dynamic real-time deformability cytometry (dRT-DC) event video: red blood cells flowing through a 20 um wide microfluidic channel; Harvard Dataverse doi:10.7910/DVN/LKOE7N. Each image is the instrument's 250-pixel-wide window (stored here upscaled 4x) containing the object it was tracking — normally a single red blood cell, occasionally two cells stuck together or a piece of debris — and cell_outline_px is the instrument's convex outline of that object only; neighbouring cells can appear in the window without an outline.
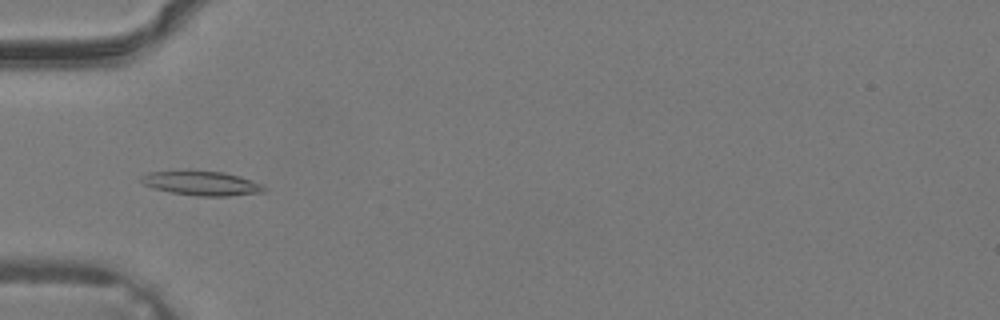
{"species": "common noctule bat (a hibernating species)", "species_latin": "Nyctalus noctula", "temperature_condition": "warm", "stored_images_in_passage": 39, "camera_frame_rate_fps": 3000, "um_per_image_px": 0.085, "animal": {"sex": "male", "body_mass_g": 19.2, "forearm_length_mm": 51.8}, "frame": {"image": 1, "passage_image": 14, "time_ms": 4.333, "image_size_px": [1000, 320], "cell_outline_px": [[268, 188], [264, 192], [228, 196], [196, 196], [172, 192], [152, 188], [144, 184], [140, 180], [140, 176], [148, 172], [224, 172], [240, 176], [264, 184]], "centroid_in_image_um": [17.21, 15.6], "position_along_channel_um": 67.8, "area_um2": 17.17}}
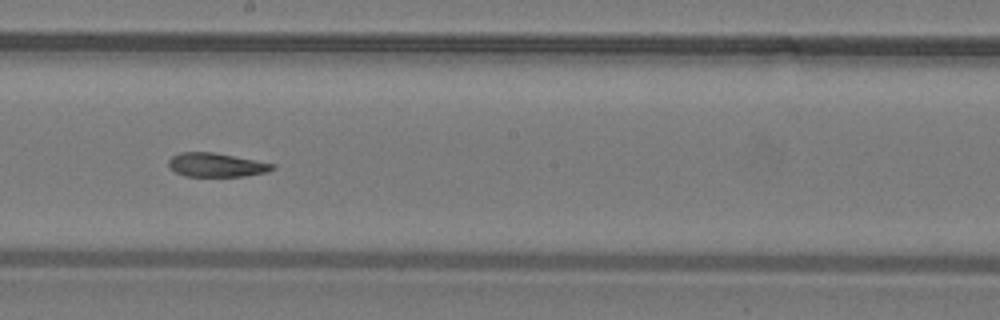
{"frame": {"image": 2, "passage_image": 23, "time_ms": 7.333, "image_size_px": [1000, 320], "cell_outline_px": [[276, 168], [264, 172], [244, 176], [184, 176], [176, 172], [168, 164], [168, 160], [172, 156], [180, 152], [216, 152], [276, 164]], "centroid_in_image_um": [18.39, 14.01], "position_along_channel_um": 229.8, "area_um2": 14.45}}
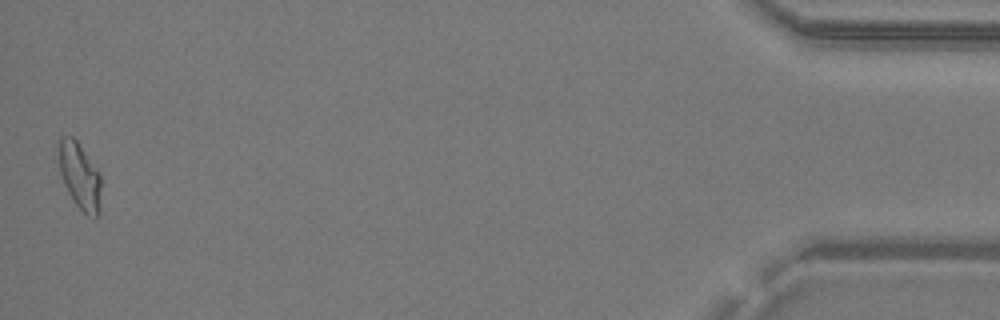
{"frame": {"image": 3, "passage_image": 39, "time_ms": 12.667, "image_size_px": [1000, 320], "cell_outline_px": [[100, 212], [96, 220], [88, 216], [72, 200], [64, 184], [60, 172], [56, 148], [56, 140], [60, 136], [72, 136], [76, 140], [100, 172]], "centroid_in_image_um": [6.74, 14.93], "position_along_channel_um": 428.5, "area_um2": 16.94}}